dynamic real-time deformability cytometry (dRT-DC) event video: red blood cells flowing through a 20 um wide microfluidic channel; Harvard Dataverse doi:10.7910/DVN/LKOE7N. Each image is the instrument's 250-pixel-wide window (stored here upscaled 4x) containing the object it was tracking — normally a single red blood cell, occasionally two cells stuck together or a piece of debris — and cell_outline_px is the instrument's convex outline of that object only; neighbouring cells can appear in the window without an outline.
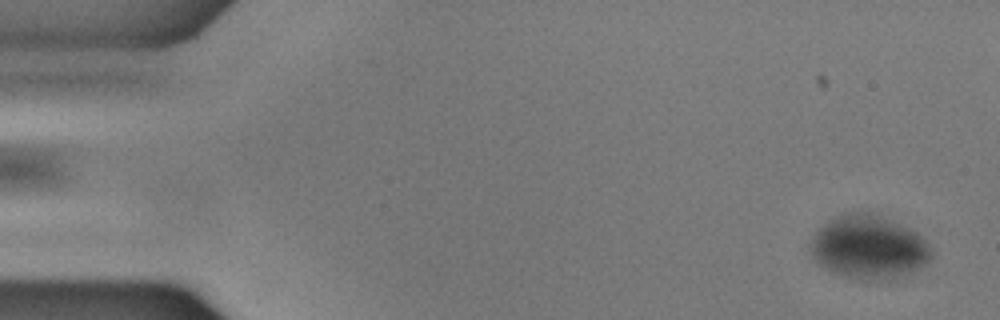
{"species": "common noctule bat (a hibernating species)", "species_latin": "Nyctalus noctula", "temperature_condition": "warm", "stored_images_in_passage": 52, "camera_frame_rate_fps": 3000, "um_per_image_px": 0.085, "animal": {"sex": "male", "body_mass_g": 17.9}, "frame": {"image": 1, "passage_image": 3, "time_ms": 0.667, "image_size_px": [1000, 320], "cell_outline_px": [[916, 252], [912, 256], [896, 260], [868, 260], [848, 256], [832, 252], [828, 248], [828, 240], [832, 236], [840, 232], [880, 232], [896, 236], [912, 244], [916, 248]], "centroid_in_image_um": [74.03, 20.91], "position_along_channel_um": 11.0, "area_um2": 14.28}}
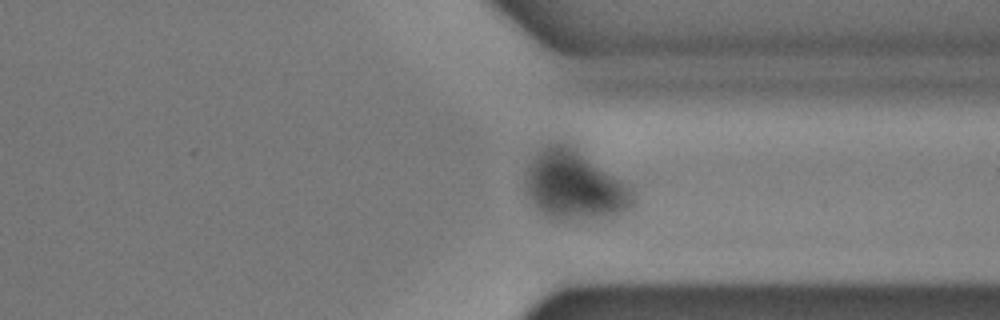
{"frame": {"image": 2, "passage_image": 43, "time_ms": 14.0, "image_size_px": [1000, 320], "cell_outline_px": [[608, 200], [604, 204], [588, 204], [568, 200], [552, 196], [544, 188], [540, 180], [548, 164], [568, 164], [576, 168], [600, 184], [608, 192]], "centroid_in_image_um": [48.68, 15.73], "position_along_channel_um": 362.7, "area_um2": 13.29}}
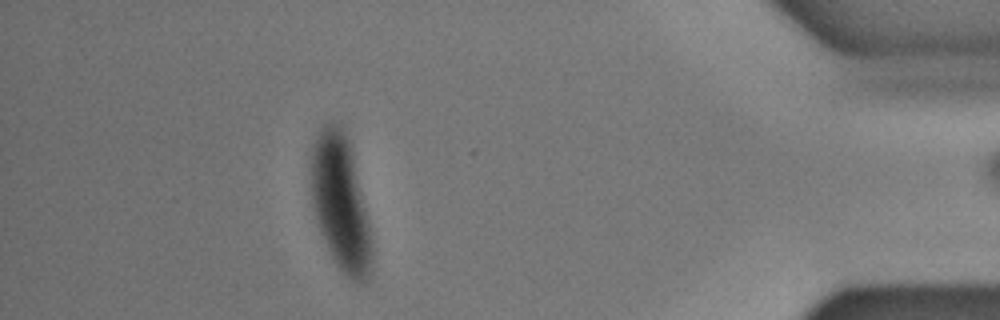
{"frame": {"image": 3, "passage_image": 51, "time_ms": 16.667, "image_size_px": [1000, 320], "cell_outline_px": [[360, 256], [352, 264], [340, 252], [324, 220], [320, 204], [320, 148], [328, 140], [332, 140], [340, 144], [344, 160], [356, 212], [360, 232]], "centroid_in_image_um": [28.78, 17.12], "position_along_channel_um": 406.4, "area_um2": 23.29}}